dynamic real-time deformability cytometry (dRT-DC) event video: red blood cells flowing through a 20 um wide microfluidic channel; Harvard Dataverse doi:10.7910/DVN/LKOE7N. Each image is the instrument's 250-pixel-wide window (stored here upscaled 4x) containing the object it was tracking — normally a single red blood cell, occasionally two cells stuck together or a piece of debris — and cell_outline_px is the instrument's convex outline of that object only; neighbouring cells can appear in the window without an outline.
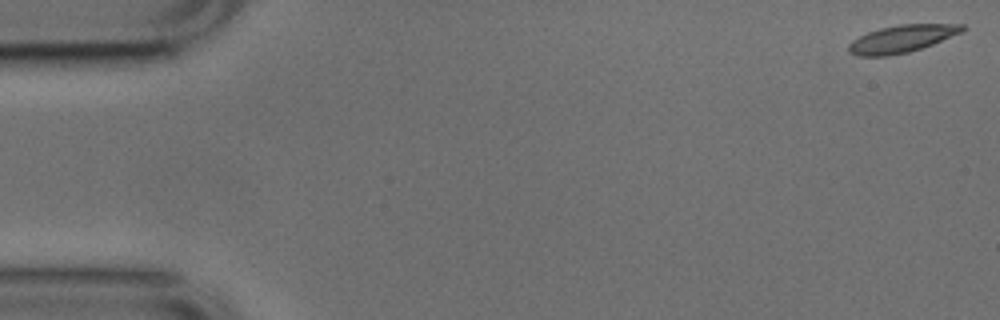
{"species": "common noctule bat (a hibernating species)", "species_latin": "Nyctalus noctula", "temperature_condition": "cold", "stored_images_in_passage": 53, "camera_frame_rate_fps": 3000, "um_per_image_px": 0.085, "animal": {"sex": "male", "body_mass_g": 17.9, "forearm_length_mm": 54.2}, "frame": {"image": 1, "passage_image": 1, "time_ms": 0.0, "image_size_px": [1000, 320], "cell_outline_px": [[968, 28], [960, 32], [932, 44], [908, 52], [888, 56], [856, 56], [848, 52], [848, 44], [852, 40], [868, 32], [880, 28], [900, 24], [964, 24]], "centroid_in_image_um": [76.61, 3.3], "position_along_channel_um": 8.4, "area_um2": 18.03}}
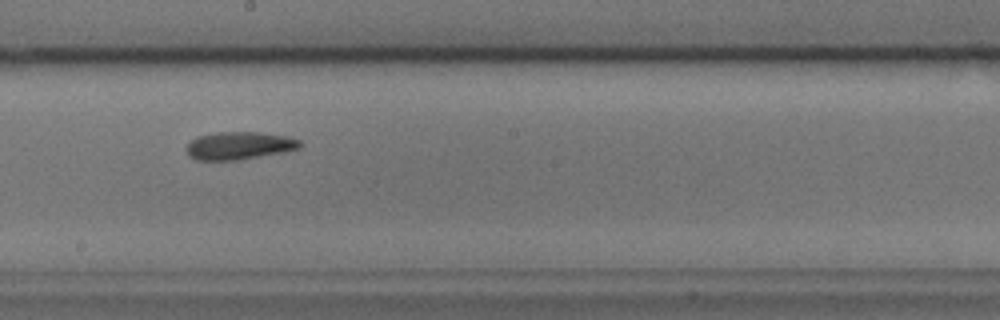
{"frame": {"image": 2, "passage_image": 29, "time_ms": 9.333, "image_size_px": [1000, 320], "cell_outline_px": [[304, 144], [300, 148], [284, 152], [240, 160], [196, 160], [188, 156], [188, 144], [196, 136], [216, 132], [256, 132], [288, 136], [300, 140]], "centroid_in_image_um": [20.37, 12.38], "position_along_channel_um": 227.8, "area_um2": 18.5}}
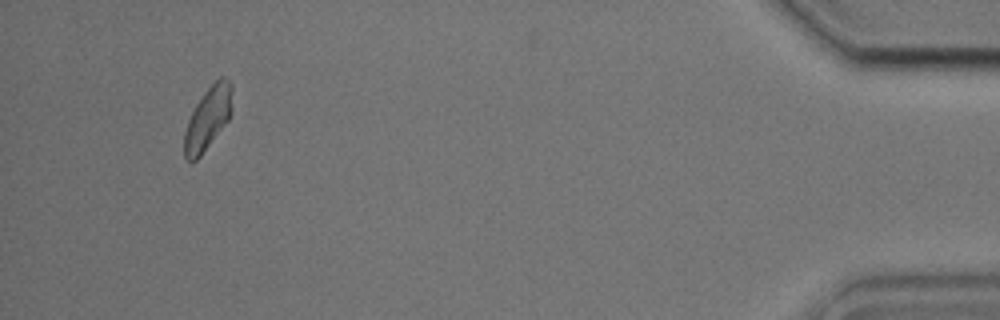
{"frame": {"image": 3, "passage_image": 50, "time_ms": 16.333, "image_size_px": [1000, 320], "cell_outline_px": [[232, 112], [228, 120], [200, 156], [192, 164], [184, 160], [184, 132], [188, 120], [196, 104], [204, 92], [220, 76], [224, 76], [232, 84]], "centroid_in_image_um": [17.66, 10.07], "position_along_channel_um": 417.5, "area_um2": 17.57}, "authors_computed_cell_mechanics": {"area_um2": 18.0336, "velocity_mm_per_s": 3.7415, "shape_relaxation_time_tau1_ms": 4.6393, "shape_relaxation_time_tau2_ms": 8.1713, "deformation_change_tau1": 0.1319, "deformation_change_tau2": 0.1493}}